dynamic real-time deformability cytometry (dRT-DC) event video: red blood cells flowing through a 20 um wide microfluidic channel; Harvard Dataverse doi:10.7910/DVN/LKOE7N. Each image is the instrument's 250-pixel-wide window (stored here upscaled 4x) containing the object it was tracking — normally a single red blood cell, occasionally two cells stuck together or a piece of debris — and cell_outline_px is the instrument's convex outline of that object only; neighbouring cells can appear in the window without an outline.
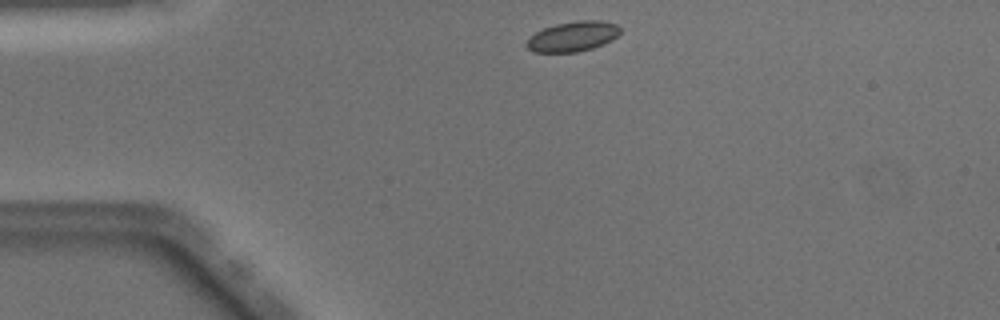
{"species": "Egyptian fruit bat (a non-hibernating species)", "species_latin": "Rousettus aegyptiacus", "temperature_condition": "warm", "stored_images_in_passage": 40, "camera_frame_rate_fps": 3000, "um_per_image_px": 0.085, "animal": {"sex": "male"}, "frame": {"image": 1, "passage_image": 1, "time_ms": 0.0, "image_size_px": [1000, 320], "cell_outline_px": [[620, 32], [612, 40], [604, 44], [592, 48], [576, 52], [532, 52], [524, 44], [528, 36], [544, 28], [556, 24], [580, 20], [600, 20], [616, 24], [620, 28]], "centroid_in_image_um": [48.65, 3.1], "position_along_channel_um": 36.3, "area_um2": 16.47}}
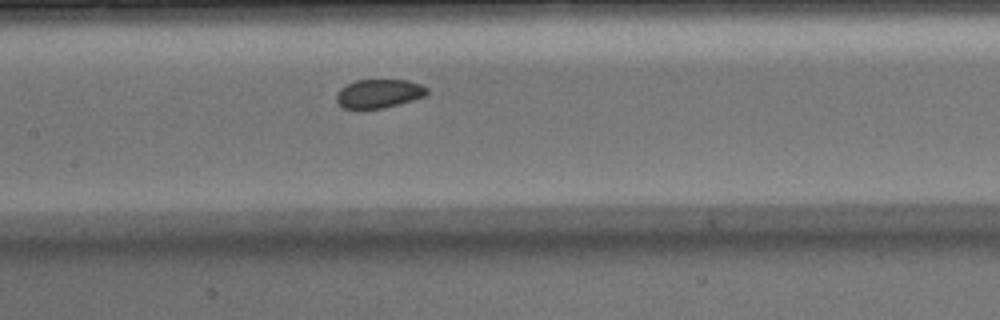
{"frame": {"image": 2, "passage_image": 14, "time_ms": 4.333, "image_size_px": [1000, 320], "cell_outline_px": [[428, 92], [424, 96], [412, 100], [384, 108], [364, 112], [360, 112], [344, 108], [336, 100], [336, 92], [340, 88], [356, 80], [408, 80], [420, 84], [428, 88]], "centroid_in_image_um": [32.15, 8.0], "position_along_channel_um": 175.2, "area_um2": 15.66}}
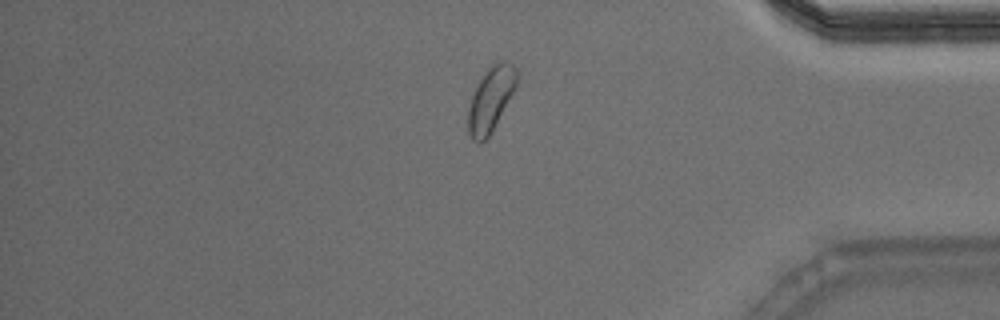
{"frame": {"image": 3, "passage_image": 32, "time_ms": 10.333, "image_size_px": [1000, 320], "cell_outline_px": [[520, 80], [516, 88], [492, 132], [480, 144], [476, 144], [472, 140], [468, 132], [468, 108], [476, 84], [488, 68], [496, 60], [504, 60], [512, 64], [516, 68]], "centroid_in_image_um": [41.74, 8.42], "position_along_channel_um": 393.5, "area_um2": 18.73}, "authors_computed_cell_mechanics": {"area_um2": 16.3863, "velocity_mm_per_s": 4.0477, "shape_relaxation_time_tau1_ms": 2.286, "shape_relaxation_time_tau2_ms": null, "deformation_change_tau1": 0.0467, "deformation_change_tau2": null}}